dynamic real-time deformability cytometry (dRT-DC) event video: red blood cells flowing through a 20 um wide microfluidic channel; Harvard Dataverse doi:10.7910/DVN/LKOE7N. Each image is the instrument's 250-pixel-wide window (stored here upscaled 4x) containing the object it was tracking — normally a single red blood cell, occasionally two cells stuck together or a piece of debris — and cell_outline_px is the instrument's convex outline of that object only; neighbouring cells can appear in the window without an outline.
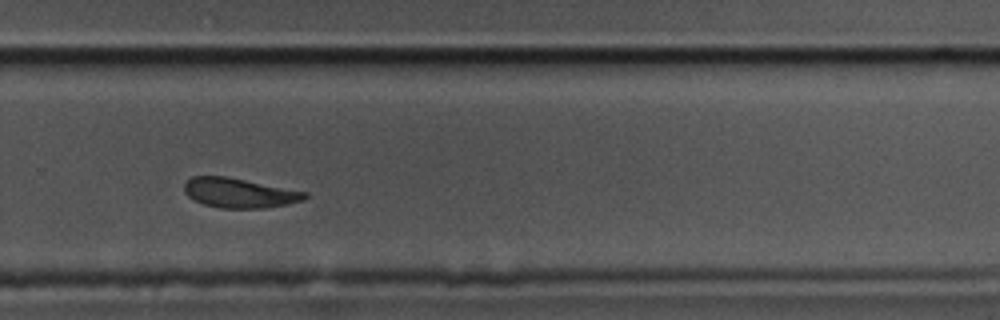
{"species": "common noctule bat (a hibernating species)", "species_latin": "Nyctalus noctula", "temperature_condition": "cold", "stored_images_in_passage": 13, "camera_frame_rate_fps": 3000, "um_per_image_px": 0.085, "animal": {"sex": "male", "body_mass_g": 17.5, "forearm_length_mm": 52.3}, "frame": {"image": 1, "passage_image": 8, "time_ms": 2.333, "image_size_px": [1000, 320], "cell_outline_px": [[308, 196], [304, 200], [288, 204], [264, 208], [220, 208], [204, 204], [192, 200], [184, 192], [184, 184], [192, 176], [228, 176], [308, 192]], "centroid_in_image_um": [20.35, 16.39], "position_along_channel_um": 309.5, "area_um2": 21.04}}